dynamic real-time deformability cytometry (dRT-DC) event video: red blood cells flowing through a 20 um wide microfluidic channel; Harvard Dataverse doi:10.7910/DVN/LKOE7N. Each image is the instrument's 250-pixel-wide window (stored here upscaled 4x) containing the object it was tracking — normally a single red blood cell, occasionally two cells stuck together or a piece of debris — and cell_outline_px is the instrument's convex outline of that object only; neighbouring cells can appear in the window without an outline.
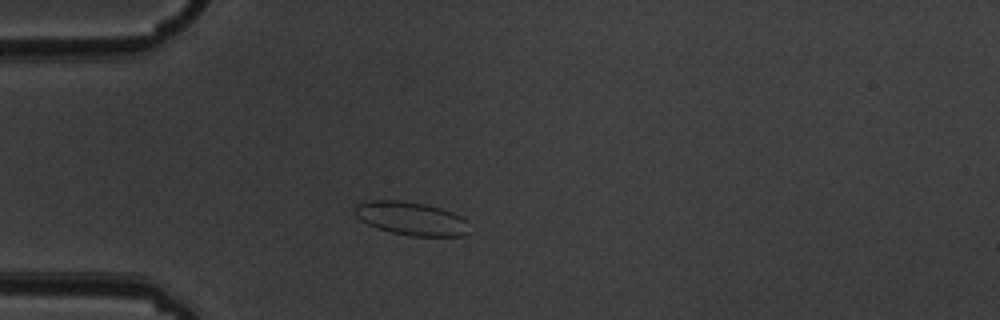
{"species": "common noctule bat (a hibernating species)", "species_latin": "Nyctalus noctula", "temperature_condition": "warm", "stored_images_in_passage": 3, "camera_frame_rate_fps": 3000, "um_per_image_px": 0.085, "animal": {"sex": "male", "body_mass_g": 19.5, "forearm_length_mm": 54.6}, "frame": {"image": 1, "passage_image": 2, "time_ms": 0.333, "image_size_px": [1000, 320], "cell_outline_px": [[468, 232], [464, 236], [408, 236], [392, 232], [368, 224], [360, 220], [352, 212], [352, 208], [356, 204], [368, 200], [400, 200], [424, 204], [440, 208], [452, 212], [468, 220]], "centroid_in_image_um": [34.92, 18.57], "position_along_channel_um": 50.1, "area_um2": 22.43}}